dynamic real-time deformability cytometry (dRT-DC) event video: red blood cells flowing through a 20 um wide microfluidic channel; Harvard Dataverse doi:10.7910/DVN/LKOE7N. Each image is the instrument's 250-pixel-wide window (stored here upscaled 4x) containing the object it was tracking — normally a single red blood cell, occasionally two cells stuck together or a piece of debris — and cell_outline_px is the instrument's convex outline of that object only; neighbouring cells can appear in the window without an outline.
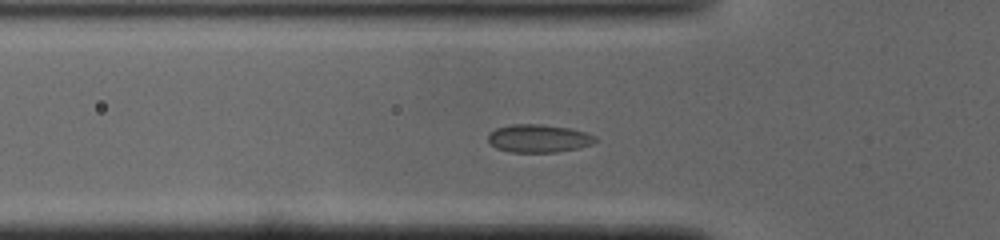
{"species": "common noctule bat (a hibernating species)", "species_latin": "Nyctalus noctula", "temperature_condition": "cold", "stored_images_in_passage": 45, "camera_frame_rate_fps": 3000, "um_per_image_px": 0.085, "animal": {"sex": "male", "body_mass_g": 19.0, "forearm_length_mm": 50.8}, "frame": {"image": 1, "passage_image": 11, "time_ms": 3.333, "image_size_px": [1000, 240], "cell_outline_px": [[596, 140], [592, 144], [576, 148], [556, 152], [508, 152], [496, 148], [488, 140], [488, 132], [496, 128], [512, 124], [540, 124], [568, 128], [584, 132], [596, 136]], "centroid_in_image_um": [45.74, 11.76], "position_along_channel_um": 80.1, "area_um2": 17.4}}
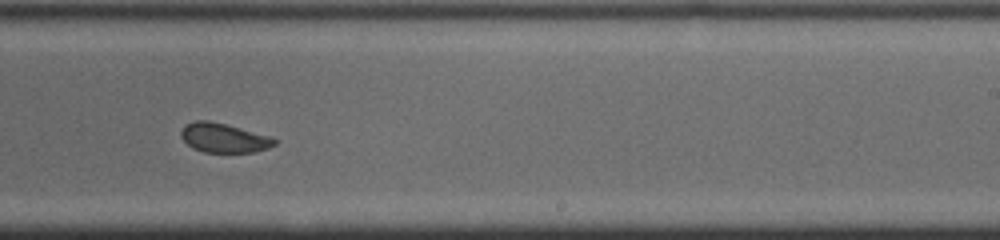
{"frame": {"image": 2, "passage_image": 25, "time_ms": 8.0, "image_size_px": [1000, 240], "cell_outline_px": [[276, 144], [268, 148], [256, 152], [204, 152], [192, 148], [180, 136], [180, 132], [184, 124], [196, 120], [208, 120], [272, 136], [276, 140]], "centroid_in_image_um": [19.01, 11.72], "position_along_channel_um": 270.0, "area_um2": 16.01}}
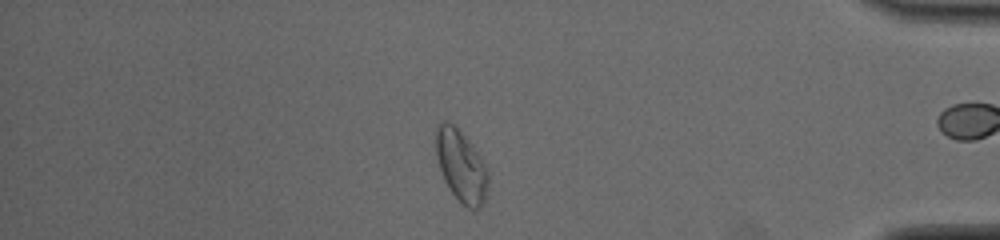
{"frame": {"image": 3, "passage_image": 37, "time_ms": 12.0, "image_size_px": [1000, 240], "cell_outline_px": [[488, 184], [484, 200], [480, 208], [468, 208], [452, 192], [444, 180], [440, 168], [436, 152], [436, 124], [444, 120], [448, 120], [472, 144], [488, 168]], "centroid_in_image_um": [39.2, 14.07], "position_along_channel_um": 396.0, "area_um2": 21.56}}